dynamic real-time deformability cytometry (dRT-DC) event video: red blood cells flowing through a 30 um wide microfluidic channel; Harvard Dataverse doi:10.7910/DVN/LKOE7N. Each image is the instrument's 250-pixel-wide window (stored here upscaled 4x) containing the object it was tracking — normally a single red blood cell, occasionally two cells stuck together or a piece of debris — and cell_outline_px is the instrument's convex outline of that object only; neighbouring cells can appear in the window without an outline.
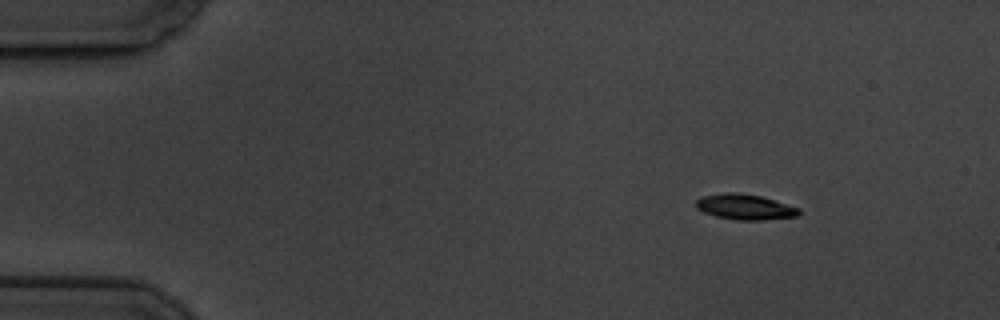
{"species": "common noctule bat (a hibernating species)", "species_latin": "Nyctalus noctula", "temperature_condition": "cold", "stored_images_in_passage": 4, "camera_frame_rate_fps": 3000, "um_per_image_px": 0.085, "animal": {"sex": "male", "body_mass_g": 19.5, "forearm_length_mm": 54.6}, "frame": {"image": 1, "passage_image": 1, "time_ms": 0.0, "image_size_px": [1000, 320], "cell_outline_px": [[800, 212], [796, 216], [764, 220], [736, 220], [716, 216], [704, 212], [696, 208], [696, 200], [704, 196], [724, 192], [736, 192], [760, 196], [800, 208]], "centroid_in_image_um": [63.31, 17.59], "position_along_channel_um": 21.7, "area_um2": 15.14}}
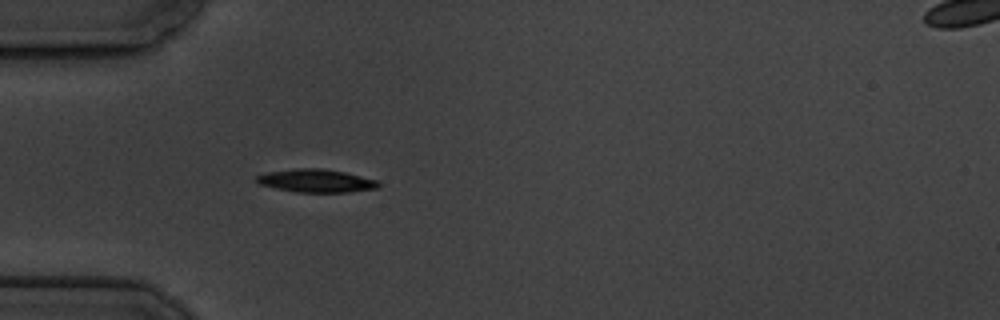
{"frame": {"image": 2, "passage_image": 4, "time_ms": 3.333, "image_size_px": [1000, 320], "cell_outline_px": [[380, 184], [376, 188], [348, 192], [296, 192], [276, 188], [260, 184], [256, 180], [256, 176], [268, 172], [296, 168], [324, 168], [344, 172], [376, 180]], "centroid_in_image_um": [26.85, 15.36], "position_along_channel_um": 58.1, "area_um2": 16.18}}